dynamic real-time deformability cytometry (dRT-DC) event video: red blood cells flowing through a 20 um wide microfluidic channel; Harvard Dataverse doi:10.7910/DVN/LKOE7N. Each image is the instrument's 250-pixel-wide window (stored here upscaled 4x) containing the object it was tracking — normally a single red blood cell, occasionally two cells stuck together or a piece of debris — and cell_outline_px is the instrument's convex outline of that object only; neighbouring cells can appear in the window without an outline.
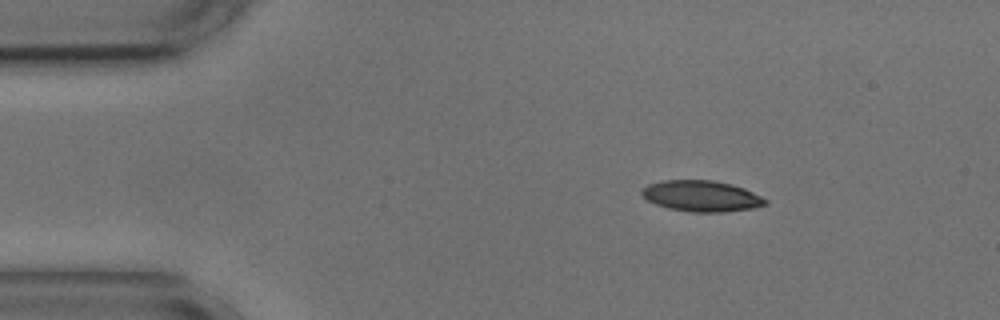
{"species": "common noctule bat (a hibernating species)", "species_latin": "Nyctalus noctula", "temperature_condition": "cold", "stored_images_in_passage": 40, "camera_frame_rate_fps": 3000, "um_per_image_px": 0.085, "animal": {"sex": "male", "body_mass_g": 17.9, "forearm_length_mm": 54.2}, "frame": {"image": 1, "passage_image": 1, "time_ms": 0.0, "image_size_px": [1000, 320], "cell_outline_px": [[768, 204], [752, 208], [724, 212], [692, 212], [668, 208], [656, 204], [648, 200], [640, 192], [648, 184], [664, 180], [712, 180], [732, 184], [744, 188], [768, 200]], "centroid_in_image_um": [59.64, 16.66], "position_along_channel_um": 25.4, "area_um2": 22.2}}
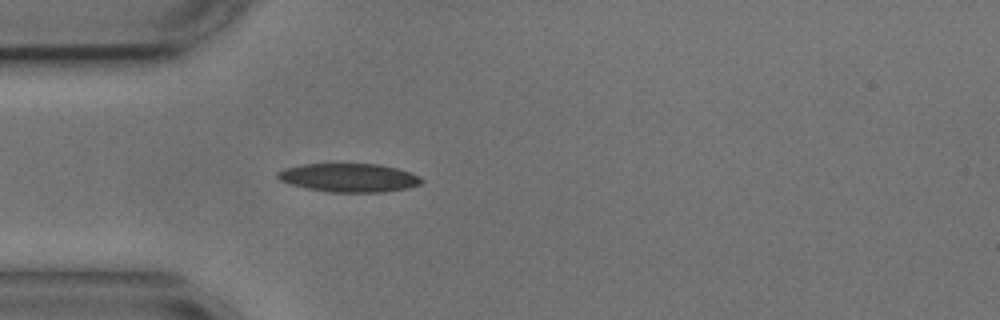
{"frame": {"image": 2, "passage_image": 8, "time_ms": 2.333, "image_size_px": [1000, 320], "cell_outline_px": [[424, 180], [420, 184], [408, 188], [384, 192], [328, 192], [304, 188], [288, 184], [280, 180], [276, 176], [276, 172], [284, 168], [304, 164], [380, 164], [396, 168], [420, 176]], "centroid_in_image_um": [29.63, 15.11], "position_along_channel_um": 55.4, "area_um2": 24.1}}
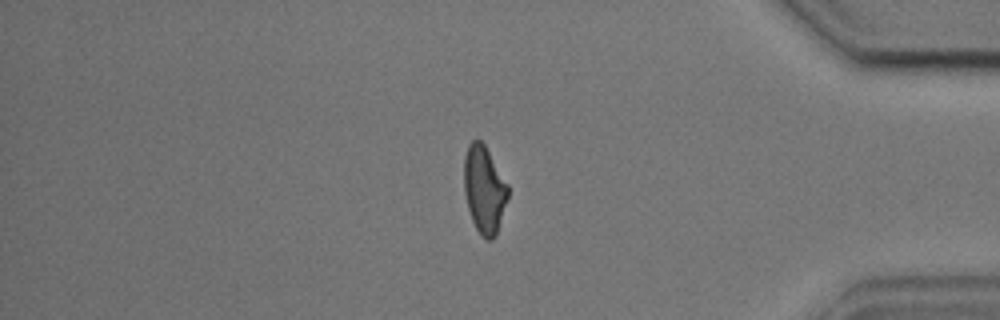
{"frame": {"image": 3, "passage_image": 39, "time_ms": 12.667, "image_size_px": [1000, 320], "cell_outline_px": [[508, 196], [496, 236], [492, 240], [488, 240], [480, 236], [472, 220], [468, 208], [464, 192], [464, 156], [468, 144], [472, 140], [480, 140], [484, 144], [508, 184]], "centroid_in_image_um": [41.15, 16.12], "position_along_channel_um": 394.1, "area_um2": 22.37}, "authors_computed_cell_mechanics": {"area_um2": 23.1778, "velocity_mm_per_s": 3.6076, "shape_relaxation_time_tau1_ms": 3.8471, "shape_relaxation_time_tau2_ms": 2.0004, "deformation_change_tau1": 0.1579, "deformation_change_tau2": 0.0885}}